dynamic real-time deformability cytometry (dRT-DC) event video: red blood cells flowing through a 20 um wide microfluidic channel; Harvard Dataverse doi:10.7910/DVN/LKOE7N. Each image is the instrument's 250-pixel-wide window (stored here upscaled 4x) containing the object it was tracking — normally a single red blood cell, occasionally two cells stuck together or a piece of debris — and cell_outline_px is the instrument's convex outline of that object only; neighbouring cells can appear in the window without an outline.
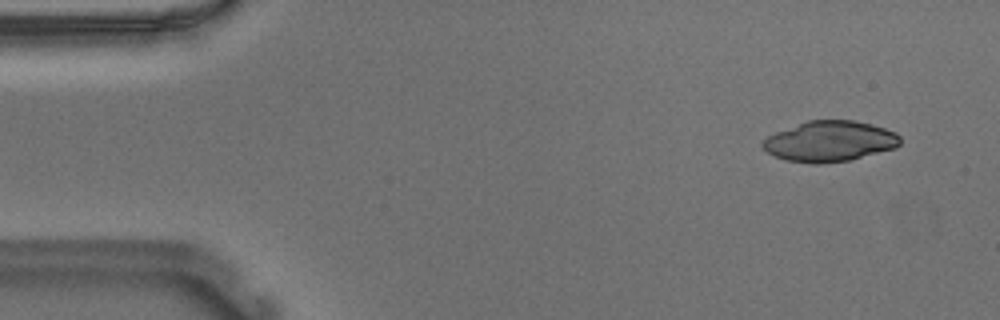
{"species": "Egyptian fruit bat (a non-hibernating species)", "species_latin": "Rousettus aegyptiacus", "temperature_condition": "warm", "stored_images_in_passage": 43, "camera_frame_rate_fps": 3000, "um_per_image_px": 0.085, "animal": {"sex": "male"}, "frame": {"image": 1, "passage_image": 1, "time_ms": 0.0, "image_size_px": [1000, 320], "cell_outline_px": [[900, 144], [896, 148], [848, 160], [820, 164], [812, 164], [788, 160], [776, 156], [768, 152], [760, 144], [768, 136], [776, 132], [808, 120], [852, 120], [872, 124], [896, 132], [900, 136]], "centroid_in_image_um": [70.55, 12.01], "position_along_channel_um": 14.5, "area_um2": 32.31}}